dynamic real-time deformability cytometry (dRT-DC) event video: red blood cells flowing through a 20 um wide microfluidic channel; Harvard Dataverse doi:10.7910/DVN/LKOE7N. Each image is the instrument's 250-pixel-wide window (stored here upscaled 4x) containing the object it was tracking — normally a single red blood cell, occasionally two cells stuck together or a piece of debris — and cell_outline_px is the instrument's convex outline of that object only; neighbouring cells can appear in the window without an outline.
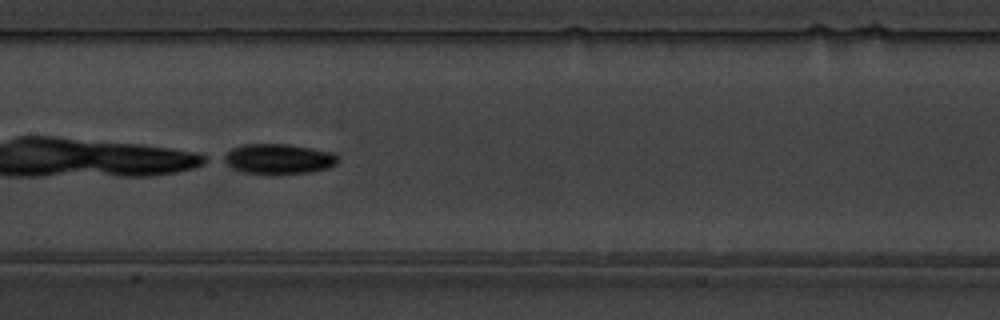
{"species": "common noctule bat (a hibernating species)", "species_latin": "Nyctalus noctula", "temperature_condition": "warm", "stored_images_in_passage": 7, "camera_frame_rate_fps": 3000, "um_per_image_px": 0.085, "animal": {"sex": "male", "body_mass_g": 19.5, "forearm_length_mm": 54.6}, "frame": {"image": 1, "passage_image": 6, "time_ms": 6.0, "image_size_px": [1000, 320], "cell_outline_px": [[340, 160], [336, 164], [328, 168], [308, 172], [280, 176], [272, 176], [244, 172], [232, 168], [220, 160], [220, 156], [232, 148], [244, 144], [288, 144], [332, 152]], "centroid_in_image_um": [23.61, 13.54], "position_along_channel_um": 183.8, "area_um2": 20.69}}
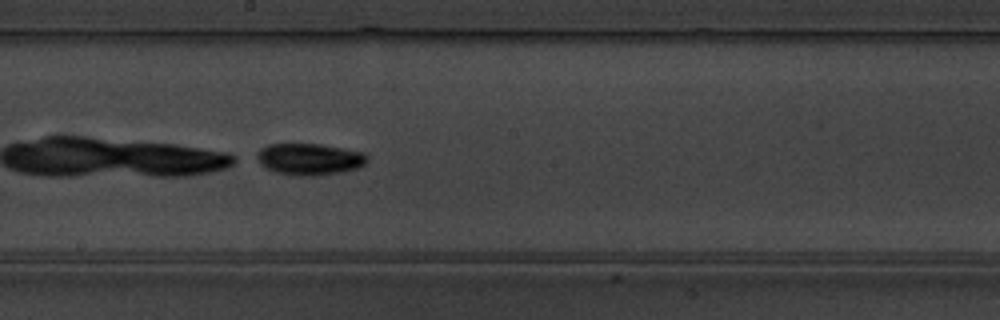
{"frame": {"image": 2, "passage_image": 7, "time_ms": 7.0, "image_size_px": [1000, 320], "cell_outline_px": [[368, 160], [364, 164], [356, 168], [340, 172], [312, 176], [300, 176], [276, 172], [260, 164], [252, 156], [260, 148], [268, 144], [320, 144], [344, 148], [364, 152], [368, 156]], "centroid_in_image_um": [26.26, 13.51], "position_along_channel_um": 221.9, "area_um2": 20.46}}